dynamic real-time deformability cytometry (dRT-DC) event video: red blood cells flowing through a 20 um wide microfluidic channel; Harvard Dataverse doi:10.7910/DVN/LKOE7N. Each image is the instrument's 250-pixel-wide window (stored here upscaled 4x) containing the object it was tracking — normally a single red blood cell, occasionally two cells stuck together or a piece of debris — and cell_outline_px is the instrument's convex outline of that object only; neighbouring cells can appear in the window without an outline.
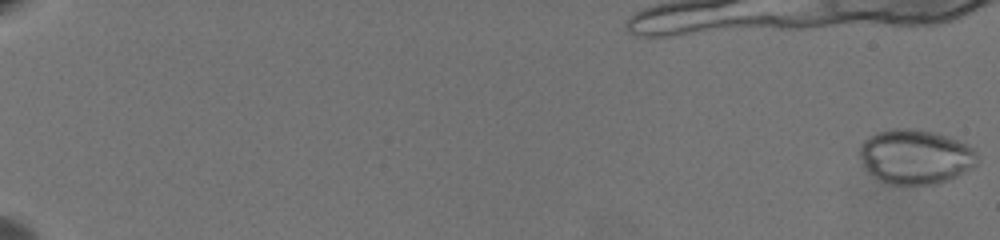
{"species": "common noctule bat (a hibernating species)", "species_latin": "Nyctalus noctula", "temperature_condition": "warm", "stored_images_in_passage": 26, "camera_frame_rate_fps": 3000, "um_per_image_px": 0.085, "animal": {"sex": "female", "body_mass_g": 19.5, "forearm_length_mm": 54.1}, "frame": {"image": 1, "passage_image": 1, "time_ms": 0.0, "image_size_px": [1000, 240], "cell_outline_px": [[976, 164], [972, 168], [948, 180], [936, 184], [892, 184], [880, 180], [872, 176], [864, 168], [860, 156], [860, 148], [864, 140], [876, 132], [892, 128], [912, 128], [936, 132], [956, 140], [972, 148], [976, 152]], "centroid_in_image_um": [77.78, 13.31], "position_along_channel_um": 7.2, "area_um2": 37.28}}